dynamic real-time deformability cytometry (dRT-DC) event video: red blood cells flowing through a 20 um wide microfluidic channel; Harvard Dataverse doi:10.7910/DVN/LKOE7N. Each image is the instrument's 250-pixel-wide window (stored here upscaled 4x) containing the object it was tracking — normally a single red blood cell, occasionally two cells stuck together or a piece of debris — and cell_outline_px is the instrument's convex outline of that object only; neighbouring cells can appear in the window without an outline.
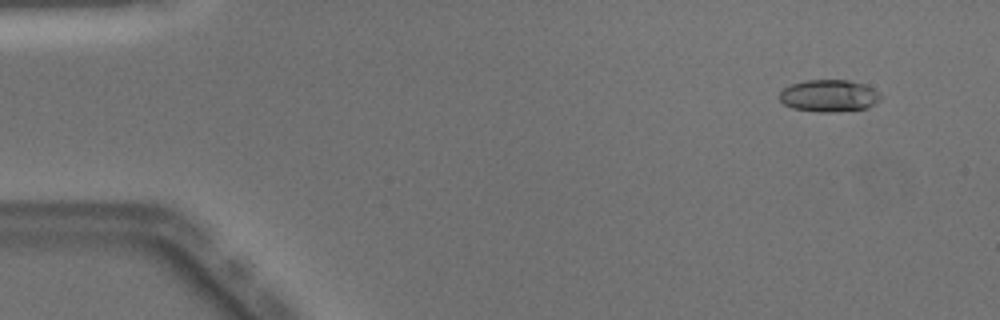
{"species": "Egyptian fruit bat (a non-hibernating species)", "species_latin": "Rousettus aegyptiacus", "temperature_condition": "warm", "stored_images_in_passage": 46, "camera_frame_rate_fps": 3000, "um_per_image_px": 0.085, "animal": {"sex": "male"}, "frame": {"image": 1, "passage_image": 1, "time_ms": 0.0, "image_size_px": [1000, 320], "cell_outline_px": [[880, 100], [868, 108], [832, 112], [820, 112], [792, 108], [784, 104], [780, 100], [780, 92], [784, 88], [792, 84], [808, 80], [848, 80], [864, 84], [880, 92]], "centroid_in_image_um": [70.48, 8.14], "position_along_channel_um": 14.5, "area_um2": 18.84}}
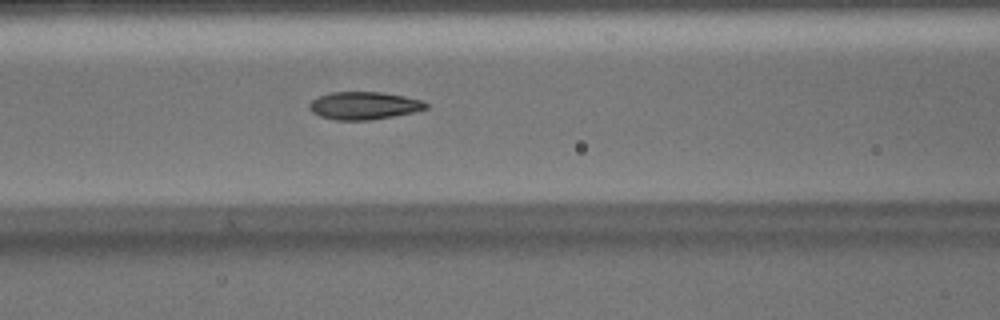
{"frame": {"image": 2, "passage_image": 18, "time_ms": 5.667, "image_size_px": [1000, 320], "cell_outline_px": [[428, 108], [416, 112], [372, 120], [336, 120], [320, 116], [312, 112], [308, 108], [308, 104], [312, 100], [320, 96], [332, 92], [380, 92], [404, 96], [424, 100], [428, 104]], "centroid_in_image_um": [30.97, 8.98], "position_along_channel_um": 135.6, "area_um2": 18.96}}
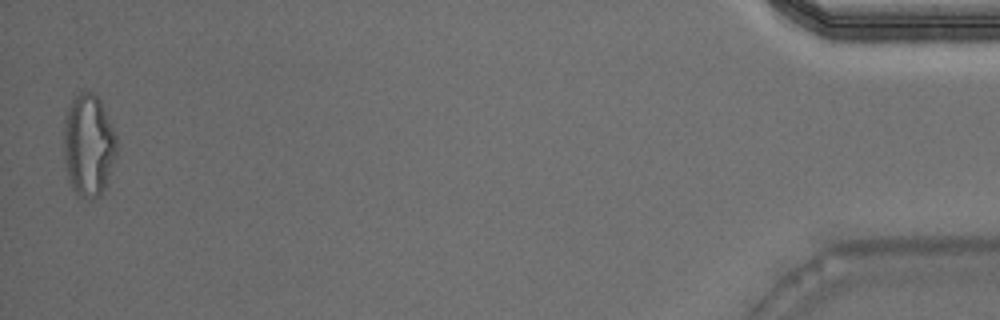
{"frame": {"image": 3, "passage_image": 46, "time_ms": 15.0, "image_size_px": [1000, 320], "cell_outline_px": [[116, 156], [104, 188], [100, 196], [92, 200], [88, 200], [80, 196], [72, 188], [68, 180], [64, 164], [64, 116], [72, 100], [84, 88], [92, 92], [100, 100], [116, 136]], "centroid_in_image_um": [7.5, 12.36], "position_along_channel_um": 427.7, "area_um2": 31.73}, "authors_computed_cell_mechanics": {"area_um2": 19.0451, "velocity_mm_per_s": 4.0782, "shape_relaxation_time_tau1_ms": 7.8396, "shape_relaxation_time_tau2_ms": 1.5778, "deformation_change_tau1": 0.2666, "deformation_change_tau2": 0.0888}}